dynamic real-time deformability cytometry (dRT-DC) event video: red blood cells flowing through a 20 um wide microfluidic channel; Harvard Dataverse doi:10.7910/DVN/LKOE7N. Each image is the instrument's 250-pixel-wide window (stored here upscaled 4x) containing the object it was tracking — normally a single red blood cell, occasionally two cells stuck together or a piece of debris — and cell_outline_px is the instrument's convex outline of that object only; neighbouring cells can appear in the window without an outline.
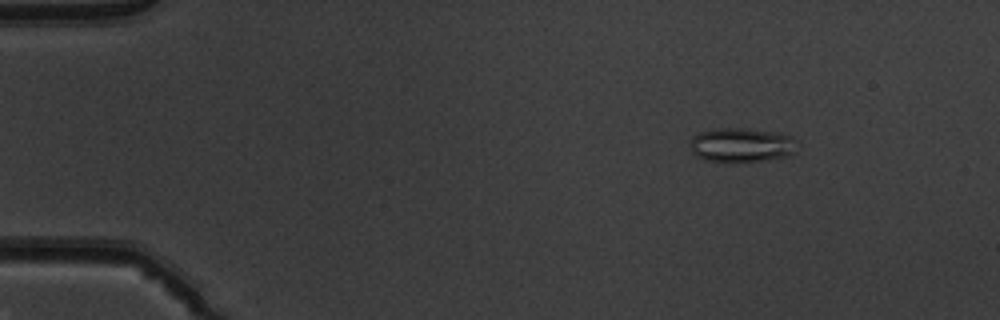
{"species": "common noctule bat (a hibernating species)", "species_latin": "Nyctalus noctula", "temperature_condition": "warm", "stored_images_in_passage": 52, "camera_frame_rate_fps": 3000, "um_per_image_px": 0.085, "animal": {"sex": "male", "body_mass_g": 19.5, "forearm_length_mm": 54.6}, "frame": {"image": 1, "passage_image": 8, "time_ms": 2.333, "image_size_px": [1000, 320], "cell_outline_px": [[800, 140], [792, 152], [784, 156], [764, 160], [732, 164], [704, 160], [696, 156], [692, 152], [688, 144], [692, 136], [700, 132], [716, 128], [744, 128], [780, 132], [792, 136]], "centroid_in_image_um": [62.99, 12.33], "position_along_channel_um": 22.0, "area_um2": 22.14}}
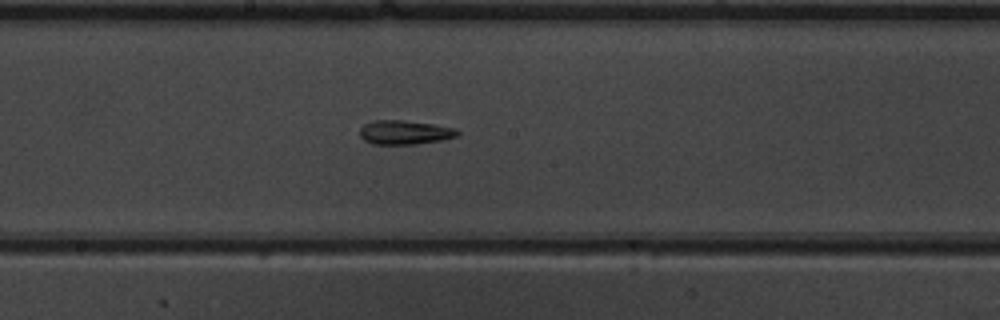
{"frame": {"image": 2, "passage_image": 29, "time_ms": 9.333, "image_size_px": [1000, 320], "cell_outline_px": [[460, 132], [456, 136], [440, 140], [416, 144], [372, 144], [364, 140], [360, 136], [360, 128], [364, 124], [372, 120], [404, 120], [432, 124], [456, 128]], "centroid_in_image_um": [34.37, 11.24], "position_along_channel_um": 213.8, "area_um2": 13.7}}
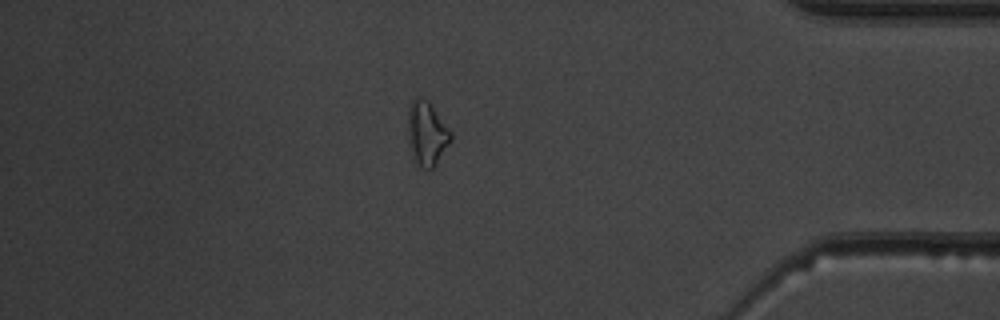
{"frame": {"image": 3, "passage_image": 45, "time_ms": 14.667, "image_size_px": [1000, 320], "cell_outline_px": [[452, 140], [436, 164], [432, 168], [428, 168], [420, 164], [416, 160], [408, 140], [408, 112], [412, 100], [416, 96], [420, 96], [428, 100], [452, 132]], "centroid_in_image_um": [36.3, 11.27], "position_along_channel_um": 398.9, "area_um2": 15.72}, "authors_computed_cell_mechanics": {"area_um2": 15.1725, "velocity_mm_per_s": 4.0419, "shape_relaxation_time_tau1_ms": null, "shape_relaxation_time_tau2_ms": 3.6438, "deformation_change_tau1": null, "deformation_change_tau2": 0.1531}}